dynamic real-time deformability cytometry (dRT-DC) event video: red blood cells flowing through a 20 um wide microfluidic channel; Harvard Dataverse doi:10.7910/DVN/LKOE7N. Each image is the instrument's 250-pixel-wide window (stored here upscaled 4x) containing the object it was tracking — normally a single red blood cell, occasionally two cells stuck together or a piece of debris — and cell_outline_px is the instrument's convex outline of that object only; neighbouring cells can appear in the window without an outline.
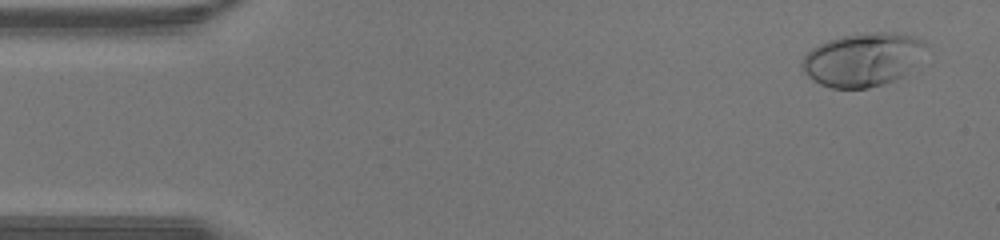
{"species": "human", "species_latin": "Homo sapiens", "temperature_condition": "warm", "stored_images_in_passage": 42, "camera_frame_rate_fps": 3000, "um_per_image_px": 0.085, "donor": {"sex": "male"}, "frame": {"image": 1, "passage_image": 2, "time_ms": 0.333, "image_size_px": [1000, 240], "cell_outline_px": [[928, 44], [900, 76], [892, 80], [868, 88], [832, 88], [820, 84], [812, 80], [804, 72], [800, 64], [804, 56], [812, 48], [828, 40], [844, 36], [880, 32], [888, 32], [912, 36], [924, 40]], "centroid_in_image_um": [73.23, 5.06], "position_along_channel_um": 11.8, "area_um2": 37.34}}
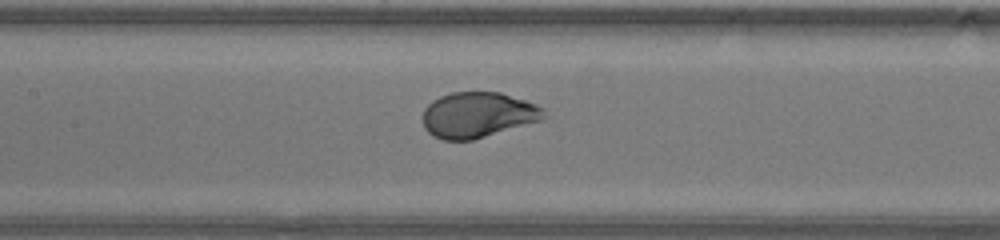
{"frame": {"image": 2, "passage_image": 19, "time_ms": 6.0, "image_size_px": [1000, 240], "cell_outline_px": [[544, 108], [540, 120], [472, 140], [444, 140], [428, 132], [424, 128], [424, 108], [432, 100], [440, 96], [452, 92], [500, 92], [536, 104]], "centroid_in_image_um": [40.57, 9.75], "position_along_channel_um": 166.8, "area_um2": 31.62}}
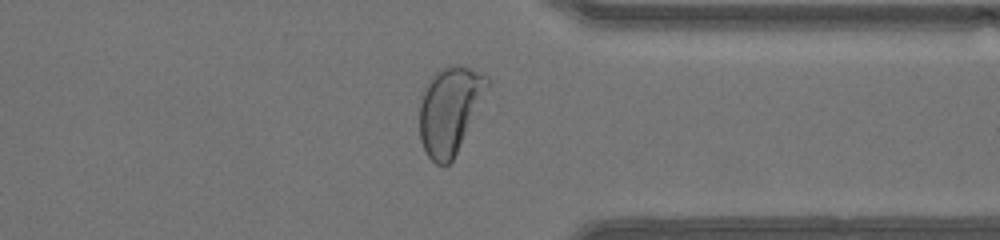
{"frame": {"image": 3, "passage_image": 32, "time_ms": 10.333, "image_size_px": [1000, 240], "cell_outline_px": [[492, 84], [452, 160], [444, 168], [436, 164], [428, 156], [420, 140], [420, 104], [424, 84], [440, 68], [448, 64], [460, 64], [484, 72], [492, 80]], "centroid_in_image_um": [38.27, 9.29], "position_along_channel_um": 373.1, "area_um2": 35.08}}